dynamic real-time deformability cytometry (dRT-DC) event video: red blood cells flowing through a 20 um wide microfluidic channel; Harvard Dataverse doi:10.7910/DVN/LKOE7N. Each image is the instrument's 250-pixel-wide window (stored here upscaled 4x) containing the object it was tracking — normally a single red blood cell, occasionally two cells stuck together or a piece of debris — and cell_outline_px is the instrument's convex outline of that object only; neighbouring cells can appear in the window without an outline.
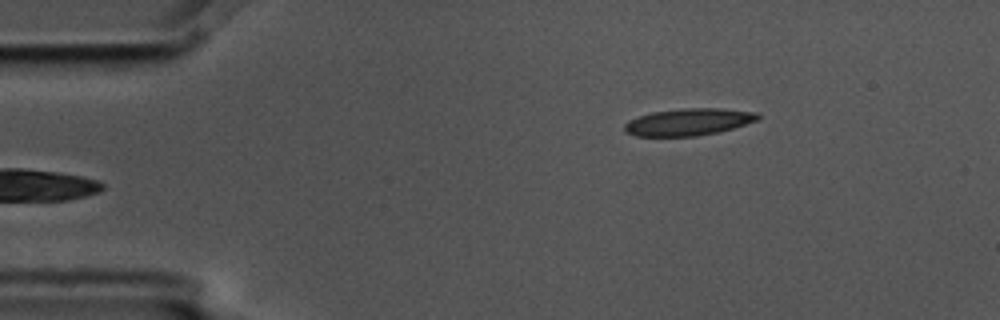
{"species": "common noctule bat (a hibernating species)", "species_latin": "Nyctalus noctula", "temperature_condition": "cold", "stored_images_in_passage": 3, "camera_frame_rate_fps": 3000, "um_per_image_px": 0.085, "animal": {"sex": "male", "body_mass_g": 17.5, "forearm_length_mm": 52.3}, "frame": {"image": 1, "passage_image": 3, "time_ms": 0.667, "image_size_px": [1000, 320], "cell_outline_px": [[760, 116], [756, 120], [720, 132], [696, 136], [636, 136], [628, 132], [624, 128], [624, 124], [628, 120], [652, 112], [684, 108], [724, 108], [756, 112]], "centroid_in_image_um": [58.52, 10.36], "position_along_channel_um": 26.5, "area_um2": 20.87}}